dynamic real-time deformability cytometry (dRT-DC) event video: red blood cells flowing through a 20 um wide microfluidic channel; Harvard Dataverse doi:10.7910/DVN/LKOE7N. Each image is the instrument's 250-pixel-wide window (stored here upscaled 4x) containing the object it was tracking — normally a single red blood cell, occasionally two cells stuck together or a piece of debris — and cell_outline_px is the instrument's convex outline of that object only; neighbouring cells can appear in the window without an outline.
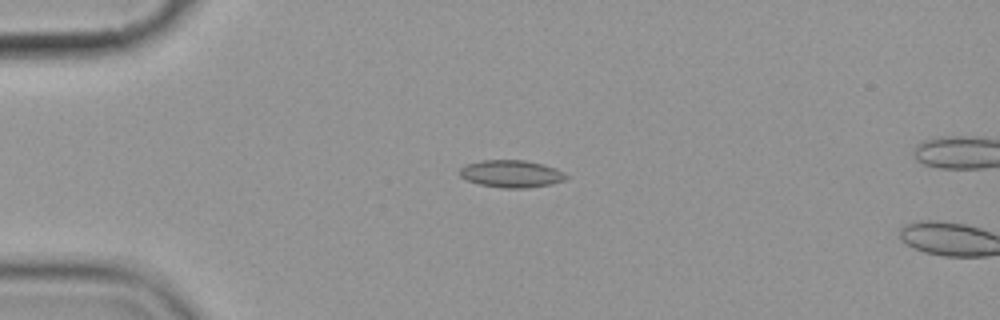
{"species": "common noctule bat (a hibernating species)", "species_latin": "Nyctalus noctula", "temperature_condition": "cold", "stored_images_in_passage": 5, "camera_frame_rate_fps": 3000, "um_per_image_px": 0.085, "animal": {"sex": "female", "body_mass_g": 19.9}, "frame": {"image": 1, "passage_image": 4, "time_ms": 3.667, "image_size_px": [1000, 320], "cell_outline_px": [[568, 176], [564, 180], [552, 184], [528, 188], [500, 188], [480, 184], [464, 180], [460, 176], [460, 168], [464, 164], [480, 160], [524, 160], [544, 164], [556, 168], [564, 172]], "centroid_in_image_um": [43.44, 14.77], "position_along_channel_um": 41.6, "area_um2": 17.22}}